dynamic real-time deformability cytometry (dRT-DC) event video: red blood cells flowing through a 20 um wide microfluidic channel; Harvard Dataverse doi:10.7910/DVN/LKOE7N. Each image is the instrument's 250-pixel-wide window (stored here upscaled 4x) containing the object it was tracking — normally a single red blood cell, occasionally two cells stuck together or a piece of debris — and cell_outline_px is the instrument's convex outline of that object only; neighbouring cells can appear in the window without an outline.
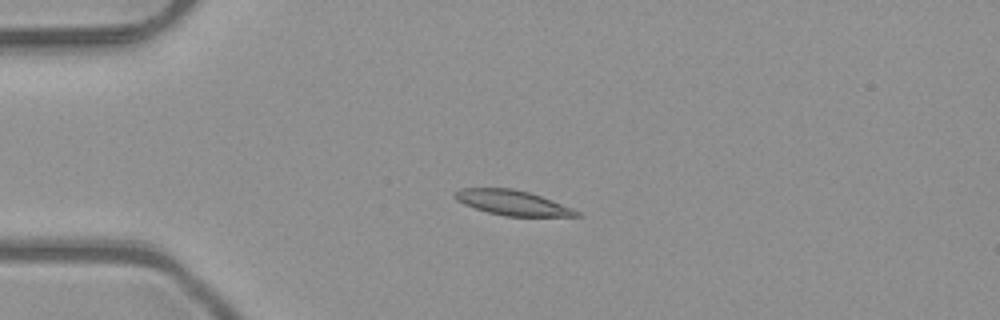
{"species": "common noctule bat (a hibernating species)", "species_latin": "Nyctalus noctula", "temperature_condition": "room temperature", "stored_images_in_passage": 7, "camera_frame_rate_fps": 3000, "um_per_image_px": 0.085, "animal": {"sex": "male", "body_mass_g": 23.1, "forearm_length_mm": 52.7}, "frame": {"image": 1, "passage_image": 4, "time_ms": 1.0, "image_size_px": [1000, 320], "cell_outline_px": [[584, 216], [504, 216], [488, 212], [464, 204], [456, 200], [452, 196], [460, 188], [512, 188], [528, 192], [552, 200], [572, 208], [580, 212]], "centroid_in_image_um": [43.55, 17.23], "position_along_channel_um": 41.4, "area_um2": 17.57}}
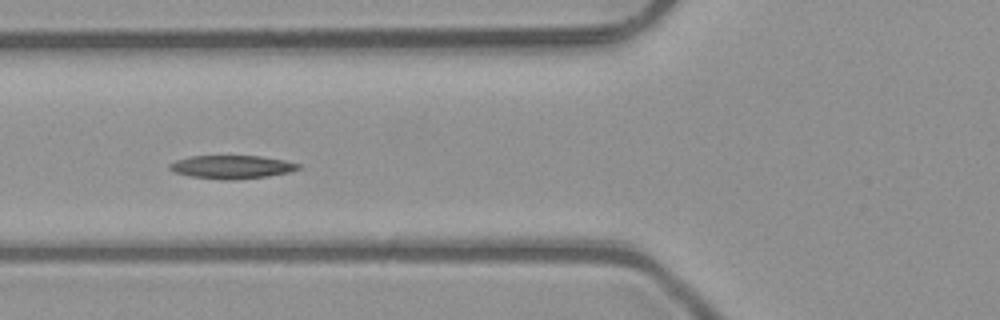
{"frame": {"image": 2, "passage_image": 6, "time_ms": 1.667, "image_size_px": [1000, 320], "cell_outline_px": [[300, 168], [292, 172], [268, 176], [236, 180], [220, 180], [192, 176], [176, 172], [168, 168], [168, 164], [176, 160], [188, 156], [260, 156], [284, 160], [300, 164]], "centroid_in_image_um": [19.72, 14.19], "position_along_channel_um": 106.1, "area_um2": 17.57}}
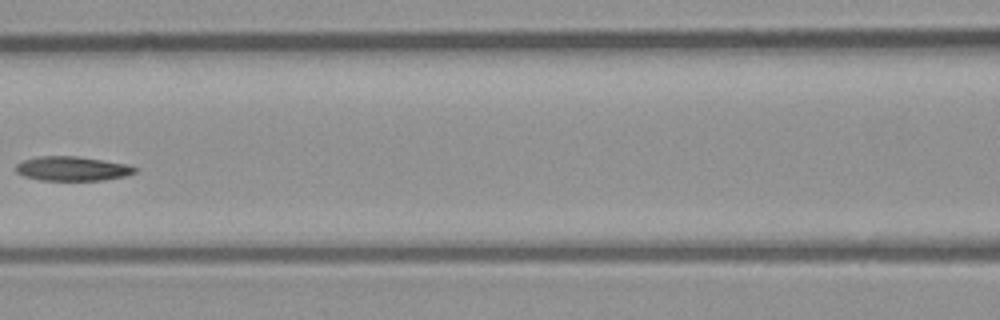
{"frame": {"image": 3, "passage_image": 7, "time_ms": 2.0, "image_size_px": [1000, 320], "cell_outline_px": [[140, 168], [136, 172], [124, 176], [104, 180], [40, 180], [24, 176], [16, 172], [16, 164], [24, 160], [36, 156], [80, 156], [128, 164]], "centroid_in_image_um": [6.17, 14.32], "position_along_channel_um": 160.4, "area_um2": 17.05}}